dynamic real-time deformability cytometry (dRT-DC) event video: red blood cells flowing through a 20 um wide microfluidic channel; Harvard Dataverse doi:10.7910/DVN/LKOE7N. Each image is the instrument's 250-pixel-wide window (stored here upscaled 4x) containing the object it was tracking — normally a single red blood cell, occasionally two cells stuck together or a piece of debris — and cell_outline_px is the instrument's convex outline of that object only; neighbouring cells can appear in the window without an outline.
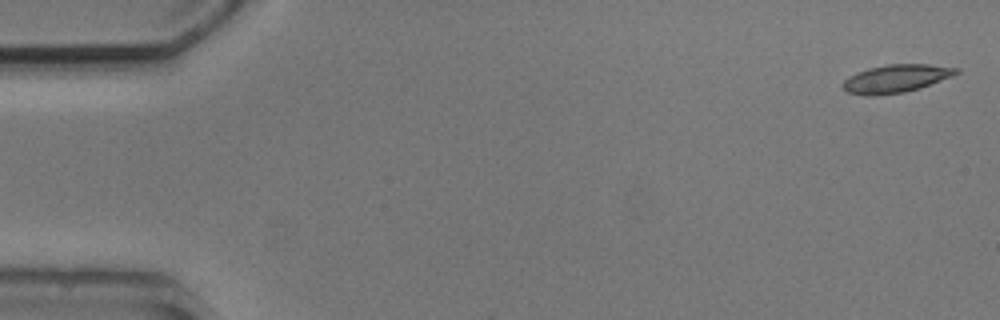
{"species": "common noctule bat (a hibernating species)", "species_latin": "Nyctalus noctula", "temperature_condition": "cold", "stored_images_in_passage": 5, "camera_frame_rate_fps": 3000, "um_per_image_px": 0.085, "animal": {"sex": "male", "body_mass_g": 20.5, "forearm_length_mm": 52.5}, "frame": {"image": 1, "passage_image": 1, "time_ms": 0.0, "image_size_px": [1000, 320], "cell_outline_px": [[960, 72], [952, 76], [920, 88], [904, 92], [872, 96], [864, 96], [848, 92], [840, 84], [848, 76], [856, 72], [868, 68], [888, 64], [928, 64], [960, 68]], "centroid_in_image_um": [76.14, 6.68], "position_along_channel_um": 8.9, "area_um2": 18.61}}
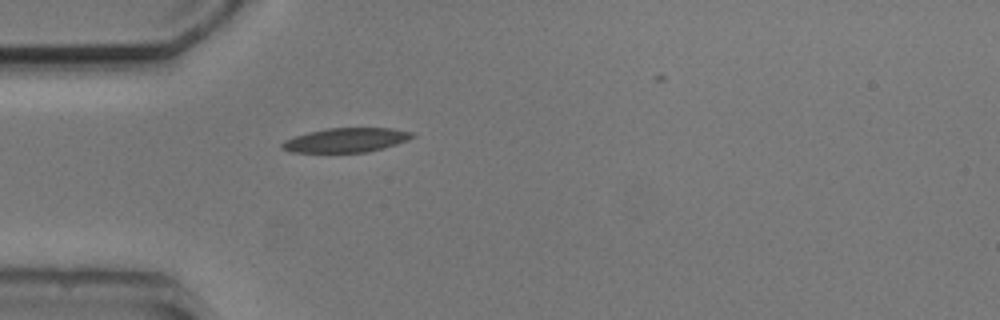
{"frame": {"image": 2, "passage_image": 5, "time_ms": 4.667, "image_size_px": [1000, 320], "cell_outline_px": [[416, 136], [408, 140], [396, 144], [368, 152], [288, 152], [280, 148], [280, 144], [284, 140], [292, 136], [308, 132], [328, 128], [392, 128], [412, 132]], "centroid_in_image_um": [29.37, 11.9], "position_along_channel_um": 55.6, "area_um2": 18.55}}